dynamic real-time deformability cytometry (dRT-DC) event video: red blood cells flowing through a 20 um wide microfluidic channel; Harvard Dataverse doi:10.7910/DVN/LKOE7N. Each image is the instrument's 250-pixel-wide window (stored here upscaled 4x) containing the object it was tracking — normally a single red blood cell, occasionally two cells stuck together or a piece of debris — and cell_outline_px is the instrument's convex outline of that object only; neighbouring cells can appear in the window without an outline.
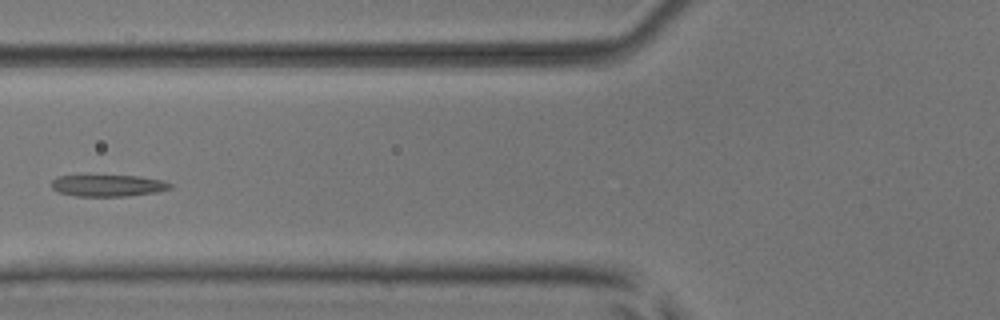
{"species": "common noctule bat (a hibernating species)", "species_latin": "Nyctalus noctula", "temperature_condition": "room temperature", "stored_images_in_passage": 5, "camera_frame_rate_fps": 3000, "um_per_image_px": 0.085, "animal": {"sex": "male", "body_mass_g": 17.9, "forearm_length_mm": 54.2}, "frame": {"image": 1, "passage_image": 4, "time_ms": 4.333, "image_size_px": [1000, 320], "cell_outline_px": [[172, 188], [156, 192], [124, 196], [76, 196], [60, 192], [52, 188], [52, 180], [56, 176], [136, 176], [164, 180], [172, 184]], "centroid_in_image_um": [9.2, 15.77], "position_along_channel_um": 116.6, "area_um2": 14.8}}
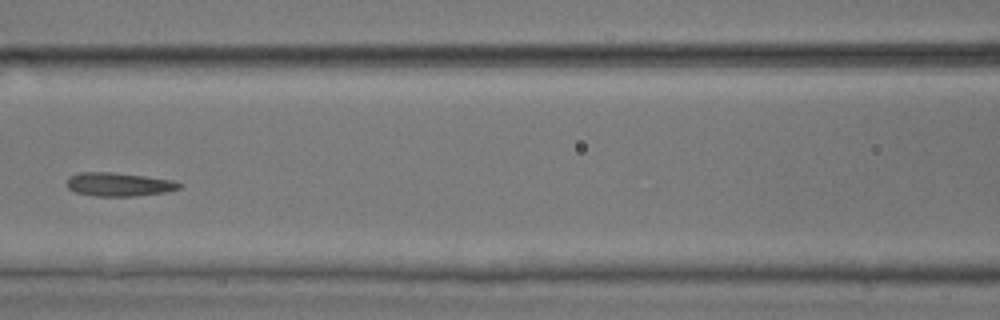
{"frame": {"image": 2, "passage_image": 5, "time_ms": 5.333, "image_size_px": [1000, 320], "cell_outline_px": [[180, 188], [164, 192], [136, 196], [96, 196], [76, 192], [68, 188], [68, 176], [80, 172], [112, 172], [144, 176], [172, 180], [180, 184]], "centroid_in_image_um": [10.07, 15.67], "position_along_channel_um": 156.5, "area_um2": 15.26}}